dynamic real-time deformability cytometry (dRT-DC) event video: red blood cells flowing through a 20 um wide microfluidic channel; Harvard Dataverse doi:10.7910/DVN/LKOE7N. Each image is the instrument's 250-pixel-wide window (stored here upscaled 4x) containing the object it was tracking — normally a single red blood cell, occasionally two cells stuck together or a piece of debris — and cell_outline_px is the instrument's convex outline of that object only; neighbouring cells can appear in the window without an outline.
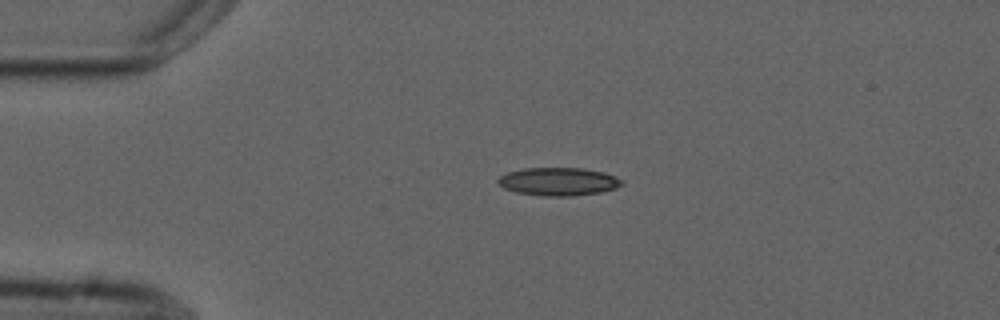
{"species": "common noctule bat (a hibernating species)", "species_latin": "Nyctalus noctula", "temperature_condition": "cold", "stored_images_in_passage": 4, "camera_frame_rate_fps": 3000, "um_per_image_px": 0.085, "animal": {"sex": "male", "forearm_length_mm": 52.5}, "frame": {"image": 1, "passage_image": 3, "time_ms": 2.333, "image_size_px": [1000, 320], "cell_outline_px": [[624, 184], [616, 188], [600, 192], [572, 196], [544, 196], [516, 192], [504, 188], [496, 180], [500, 176], [508, 172], [524, 168], [580, 168], [604, 172], [624, 180]], "centroid_in_image_um": [47.49, 15.43], "position_along_channel_um": 37.5, "area_um2": 20.23}}